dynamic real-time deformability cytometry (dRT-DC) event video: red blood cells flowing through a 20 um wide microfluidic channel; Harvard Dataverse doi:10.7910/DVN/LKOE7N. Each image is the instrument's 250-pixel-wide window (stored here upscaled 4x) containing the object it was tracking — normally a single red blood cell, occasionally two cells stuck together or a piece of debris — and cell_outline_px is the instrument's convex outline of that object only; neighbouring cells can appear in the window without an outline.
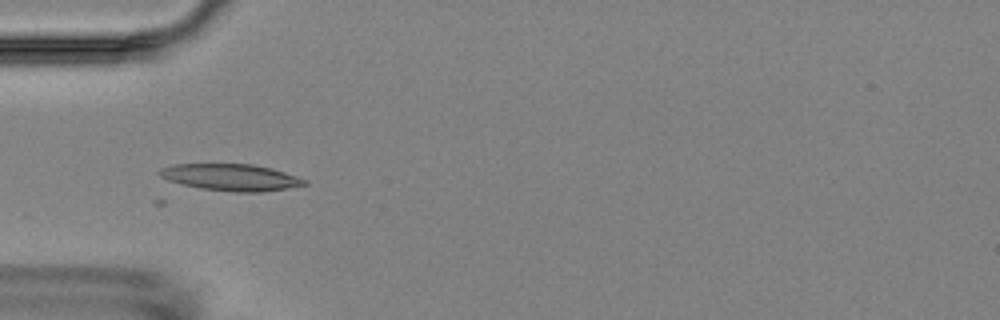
{"species": "Egyptian fruit bat (a non-hibernating species)", "species_latin": "Rousettus aegyptiacus", "temperature_condition": "room temperature", "stored_images_in_passage": 8, "camera_frame_rate_fps": 3000, "um_per_image_px": 0.085, "animal": {"sex": "female"}, "frame": {"image": 1, "passage_image": 4, "time_ms": 3.667, "image_size_px": [1000, 320], "cell_outline_px": [[308, 184], [260, 192], [236, 192], [200, 188], [168, 180], [160, 176], [156, 172], [160, 168], [172, 164], [252, 164], [284, 172], [308, 180]], "centroid_in_image_um": [19.59, 15.06], "position_along_channel_um": 65.4, "area_um2": 22.31}}
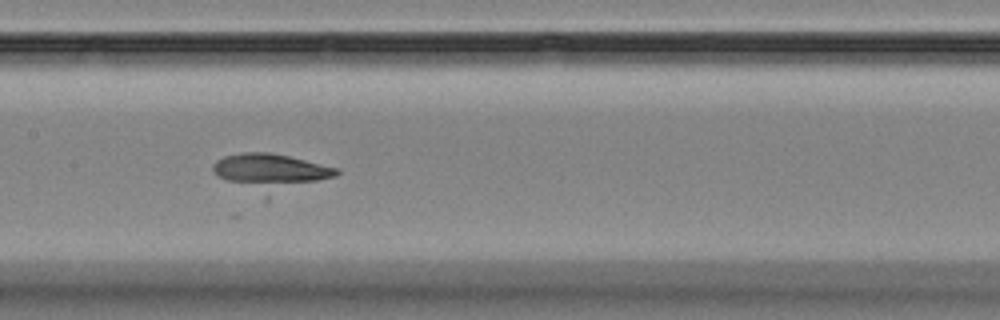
{"frame": {"image": 2, "passage_image": 7, "time_ms": 7.0, "image_size_px": [1000, 320], "cell_outline_px": [[340, 172], [336, 176], [268, 200], [264, 200], [212, 172], [212, 164], [216, 160], [224, 156], [240, 152], [268, 152], [288, 156], [340, 168]], "centroid_in_image_um": [23.04, 14.69], "position_along_channel_um": 184.4, "area_um2": 27.57}}
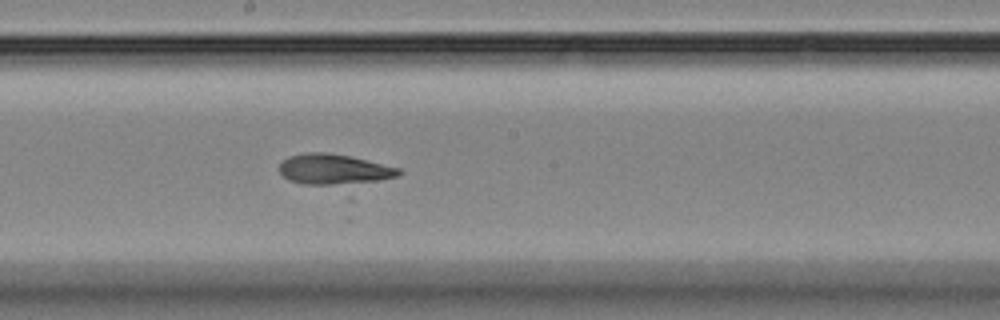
{"frame": {"image": 3, "passage_image": 8, "time_ms": 8.0, "image_size_px": [1000, 320], "cell_outline_px": [[400, 172], [396, 176], [380, 180], [352, 184], [300, 184], [288, 180], [280, 172], [280, 164], [288, 156], [304, 152], [324, 152], [352, 156], [400, 168]], "centroid_in_image_um": [28.36, 14.38], "position_along_channel_um": 219.8, "area_um2": 21.15}}